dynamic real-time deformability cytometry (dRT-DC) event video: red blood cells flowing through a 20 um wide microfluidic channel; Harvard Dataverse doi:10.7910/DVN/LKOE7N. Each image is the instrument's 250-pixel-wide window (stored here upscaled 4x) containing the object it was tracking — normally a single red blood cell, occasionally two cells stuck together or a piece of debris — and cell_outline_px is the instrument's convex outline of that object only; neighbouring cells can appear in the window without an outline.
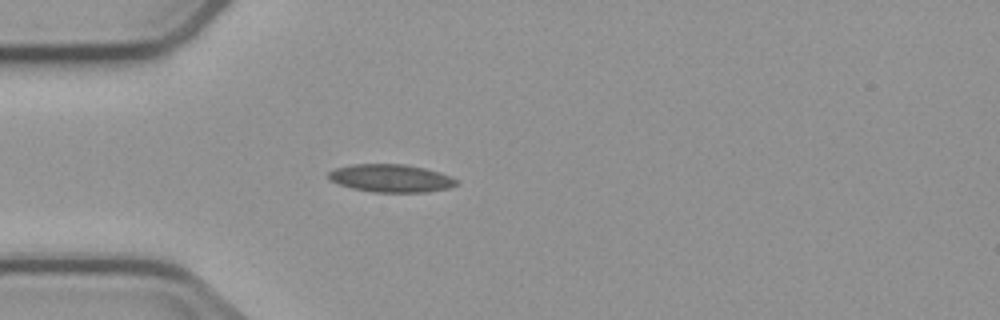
{"species": "common noctule bat (a hibernating species)", "species_latin": "Nyctalus noctula", "temperature_condition": "cold", "stored_images_in_passage": 4, "camera_frame_rate_fps": 3000, "um_per_image_px": 0.085, "animal": {"sex": "male", "body_mass_g": 23.1, "forearm_length_mm": 52.7}, "frame": {"image": 1, "passage_image": 4, "time_ms": 3.333, "image_size_px": [1000, 320], "cell_outline_px": [[460, 184], [448, 188], [428, 192], [372, 192], [352, 188], [328, 180], [328, 172], [332, 168], [352, 164], [404, 164], [424, 168], [448, 176], [456, 180]], "centroid_in_image_um": [33.17, 15.15], "position_along_channel_um": 51.8, "area_um2": 20.75}}